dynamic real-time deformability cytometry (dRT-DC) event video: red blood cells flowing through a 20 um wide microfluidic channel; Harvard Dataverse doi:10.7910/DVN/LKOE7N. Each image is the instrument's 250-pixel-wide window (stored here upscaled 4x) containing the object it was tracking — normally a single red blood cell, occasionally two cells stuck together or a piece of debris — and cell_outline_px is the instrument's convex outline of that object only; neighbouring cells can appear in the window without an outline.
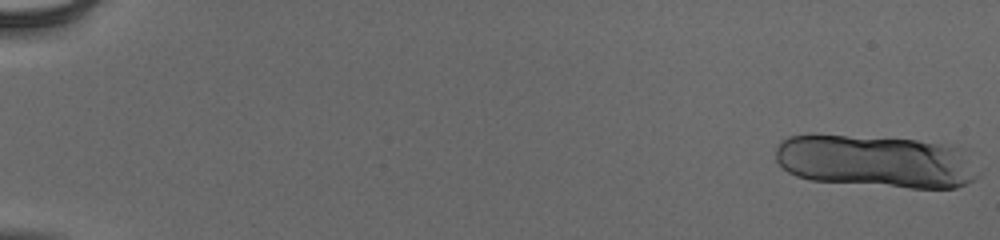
{"species": "human", "species_latin": "Homo sapiens", "temperature_condition": "cold", "stored_images_in_passage": 18, "camera_frame_rate_fps": 3000, "um_per_image_px": 0.085, "donor": {"sex": "male"}, "frame": {"image": 1, "passage_image": 1, "time_ms": 0.0, "image_size_px": [1000, 240], "cell_outline_px": [[980, 176], [956, 188], [908, 188], [812, 180], [796, 176], [788, 172], [776, 160], [776, 148], [780, 140], [788, 136], [844, 136], [916, 140], [956, 148], [980, 172]], "centroid_in_image_um": [74.4, 13.75], "position_along_channel_um": 10.6, "area_um2": 61.09}}